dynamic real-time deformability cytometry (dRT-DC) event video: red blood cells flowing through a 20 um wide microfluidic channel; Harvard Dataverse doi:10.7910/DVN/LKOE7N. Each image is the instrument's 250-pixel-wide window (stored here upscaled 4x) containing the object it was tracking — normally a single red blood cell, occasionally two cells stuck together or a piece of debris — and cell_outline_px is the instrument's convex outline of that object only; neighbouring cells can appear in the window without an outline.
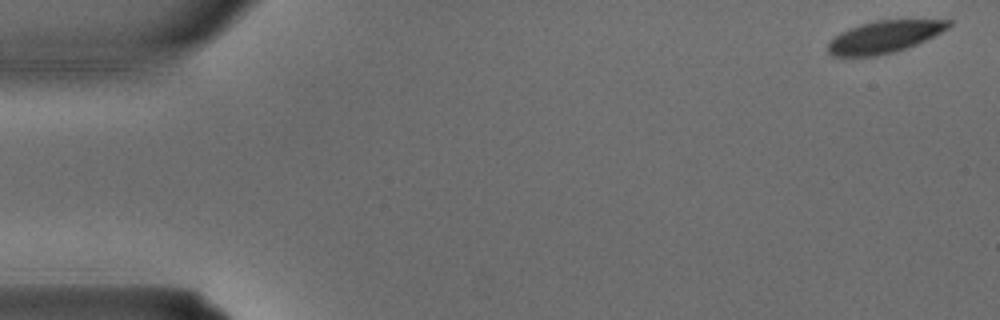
{"species": "common noctule bat (a hibernating species)", "species_latin": "Nyctalus noctula", "temperature_condition": "warm", "stored_images_in_passage": 3, "camera_frame_rate_fps": 3000, "um_per_image_px": 0.085, "animal": {"sex": "male", "body_mass_g": 15.6}, "frame": {"image": 1, "passage_image": 1, "time_ms": 0.0, "image_size_px": [1000, 320], "cell_outline_px": [[952, 24], [948, 28], [916, 44], [896, 52], [876, 56], [832, 56], [828, 52], [828, 44], [840, 32], [860, 24], [876, 20], [952, 20]], "centroid_in_image_um": [75.15, 3.13], "position_along_channel_um": 9.8, "area_um2": 22.31}}